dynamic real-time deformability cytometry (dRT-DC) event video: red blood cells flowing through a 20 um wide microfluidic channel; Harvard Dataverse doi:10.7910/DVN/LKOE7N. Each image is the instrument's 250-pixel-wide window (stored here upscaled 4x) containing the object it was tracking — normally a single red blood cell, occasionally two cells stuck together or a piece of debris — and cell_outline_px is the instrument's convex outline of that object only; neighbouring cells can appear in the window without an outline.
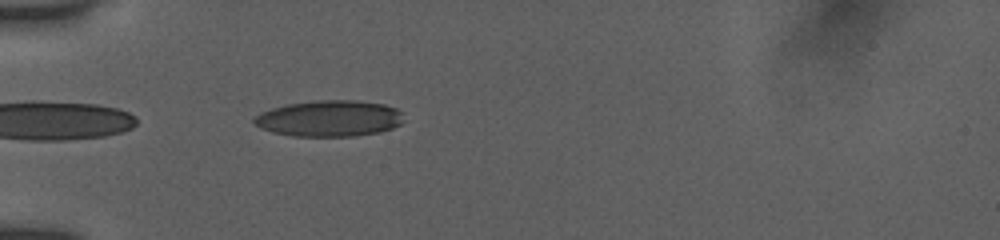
{"species": "human", "species_latin": "Homo sapiens", "temperature_condition": "room temperature", "stored_images_in_passage": 6, "camera_frame_rate_fps": 3000, "um_per_image_px": 0.085, "donor": {"sex": "female"}, "frame": {"image": 1, "passage_image": 3, "time_ms": 0.667, "image_size_px": [1000, 240], "cell_outline_px": [[404, 120], [400, 124], [392, 128], [380, 132], [356, 136], [292, 136], [272, 132], [260, 128], [252, 120], [260, 112], [272, 108], [288, 104], [316, 100], [352, 100], [384, 104], [396, 108], [404, 112]], "centroid_in_image_um": [28.02, 10.07], "position_along_channel_um": 57.0, "area_um2": 31.73}}